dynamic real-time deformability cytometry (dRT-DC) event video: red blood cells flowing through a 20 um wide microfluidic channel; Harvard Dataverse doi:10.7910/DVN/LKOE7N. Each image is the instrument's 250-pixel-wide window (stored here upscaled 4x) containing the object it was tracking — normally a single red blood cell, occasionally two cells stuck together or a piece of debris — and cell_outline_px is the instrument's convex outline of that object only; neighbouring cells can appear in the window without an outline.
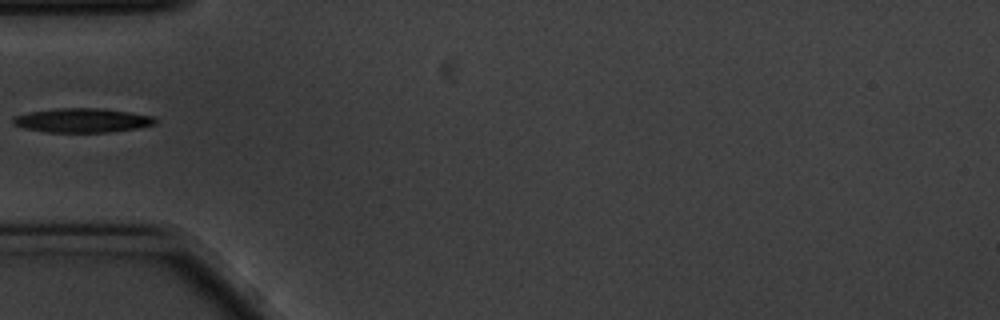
{"species": "common noctule bat (a hibernating species)", "species_latin": "Nyctalus noctula", "temperature_condition": "cold", "stored_images_in_passage": 3, "camera_frame_rate_fps": 3000, "um_per_image_px": 0.085, "animal": {"sex": "male", "body_mass_g": 20.1, "forearm_length_mm": 53.5}, "frame": {"image": 1, "passage_image": 1, "time_ms": 0.0, "image_size_px": [1000, 320], "cell_outline_px": [[156, 124], [136, 128], [108, 132], [44, 132], [24, 128], [12, 124], [12, 120], [16, 116], [32, 112], [56, 108], [96, 108], [128, 112], [152, 116], [156, 120]], "centroid_in_image_um": [6.97, 10.24], "position_along_channel_um": 78.0, "area_um2": 19.77}}